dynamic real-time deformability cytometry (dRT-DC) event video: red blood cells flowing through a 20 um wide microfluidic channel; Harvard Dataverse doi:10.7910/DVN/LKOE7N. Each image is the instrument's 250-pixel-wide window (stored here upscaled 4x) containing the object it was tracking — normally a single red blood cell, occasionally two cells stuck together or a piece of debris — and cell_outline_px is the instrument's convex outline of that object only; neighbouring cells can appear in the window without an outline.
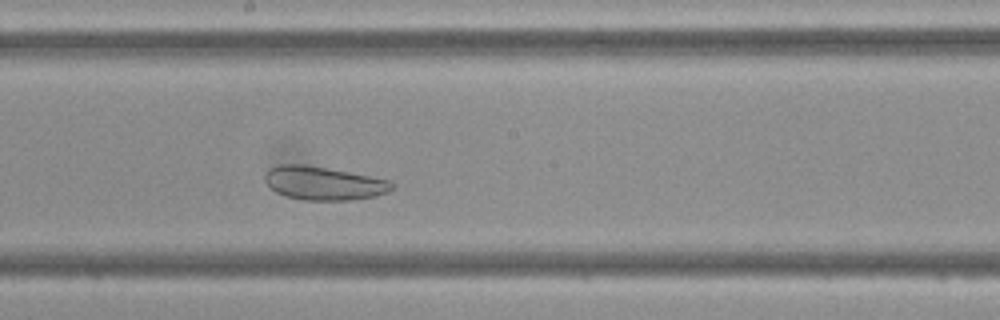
{"species": "Egyptian fruit bat (a non-hibernating species)", "species_latin": "Rousettus aegyptiacus", "temperature_condition": "cold", "stored_images_in_passage": 41, "camera_frame_rate_fps": 3000, "um_per_image_px": 0.085, "frame": {"image": 1, "passage_image": 19, "time_ms": 6.0, "image_size_px": [1000, 320], "cell_outline_px": [[396, 184], [388, 192], [376, 196], [348, 200], [304, 200], [288, 196], [276, 192], [264, 180], [264, 176], [268, 168], [280, 164], [304, 164], [392, 180]], "centroid_in_image_um": [27.53, 15.57], "position_along_channel_um": 220.7, "area_um2": 24.74}}
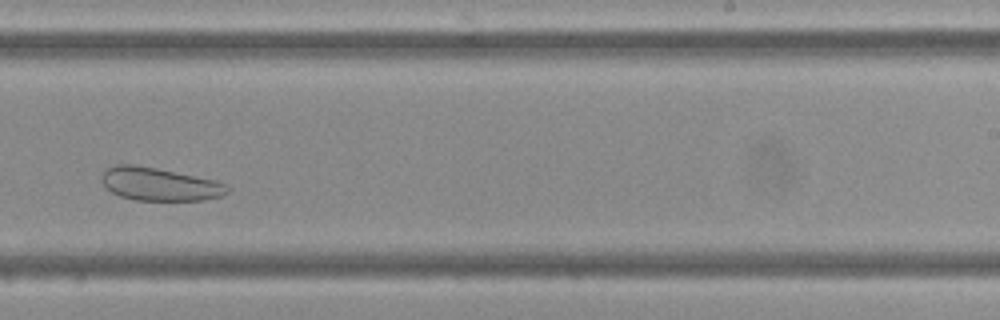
{"frame": {"image": 2, "passage_image": 23, "time_ms": 7.333, "image_size_px": [1000, 320], "cell_outline_px": [[232, 188], [228, 192], [220, 196], [204, 200], [136, 200], [120, 196], [112, 192], [104, 184], [100, 176], [108, 168], [116, 164], [136, 164], [216, 180], [228, 184]], "centroid_in_image_um": [13.6, 15.65], "position_along_channel_um": 275.4, "area_um2": 24.22}}
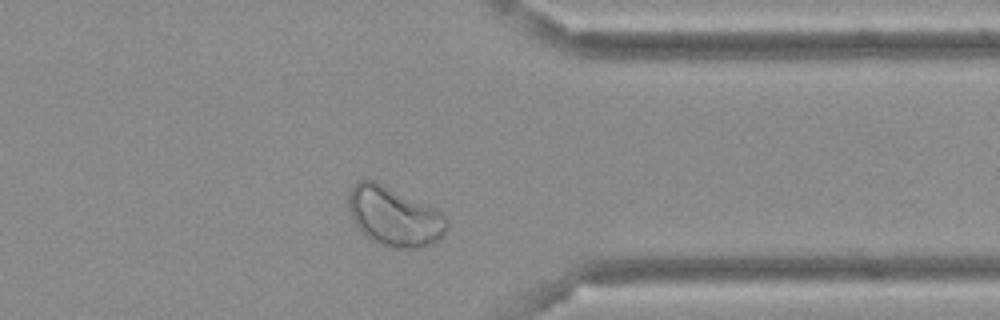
{"frame": {"image": 3, "passage_image": 31, "time_ms": 10.0, "image_size_px": [1000, 320], "cell_outline_px": [[448, 224], [444, 232], [432, 244], [420, 248], [388, 248], [372, 240], [356, 228], [348, 208], [348, 192], [360, 180], [372, 180], [432, 208], [440, 212], [444, 216]], "centroid_in_image_um": [33.45, 18.44], "position_along_channel_um": 377.9, "area_um2": 33.23}}